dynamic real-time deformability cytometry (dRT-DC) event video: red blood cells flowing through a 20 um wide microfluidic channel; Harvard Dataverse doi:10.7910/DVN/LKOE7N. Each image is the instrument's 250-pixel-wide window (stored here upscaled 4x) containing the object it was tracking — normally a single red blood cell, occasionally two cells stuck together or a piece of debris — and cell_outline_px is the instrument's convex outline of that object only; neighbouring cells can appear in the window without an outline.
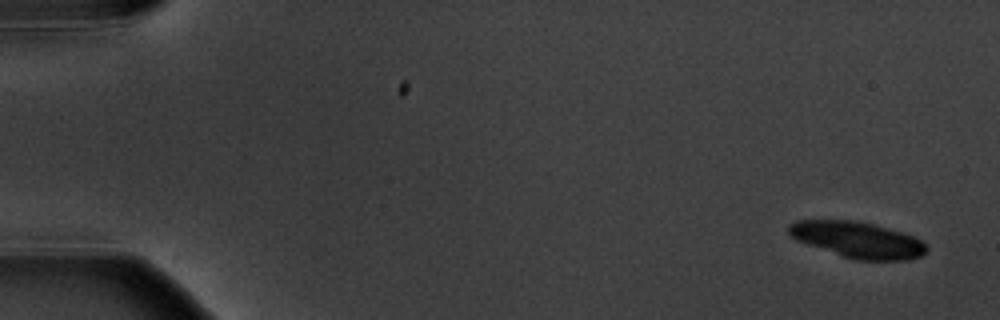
{"species": "common noctule bat (a hibernating species)", "species_latin": "Nyctalus noctula", "temperature_condition": "warm", "stored_images_in_passage": 5, "camera_frame_rate_fps": 3000, "um_per_image_px": 0.085, "animal": {"sex": "male", "body_mass_g": 20.1, "forearm_length_mm": 53.5}, "frame": {"image": 1, "passage_image": 1, "time_ms": 0.0, "image_size_px": [1000, 320], "cell_outline_px": [[928, 248], [920, 256], [908, 260], [856, 260], [796, 240], [788, 232], [788, 224], [796, 220], [852, 220], [872, 224], [900, 232], [912, 236], [920, 240]], "centroid_in_image_um": [72.87, 20.38], "position_along_channel_um": 12.1, "area_um2": 28.44}}